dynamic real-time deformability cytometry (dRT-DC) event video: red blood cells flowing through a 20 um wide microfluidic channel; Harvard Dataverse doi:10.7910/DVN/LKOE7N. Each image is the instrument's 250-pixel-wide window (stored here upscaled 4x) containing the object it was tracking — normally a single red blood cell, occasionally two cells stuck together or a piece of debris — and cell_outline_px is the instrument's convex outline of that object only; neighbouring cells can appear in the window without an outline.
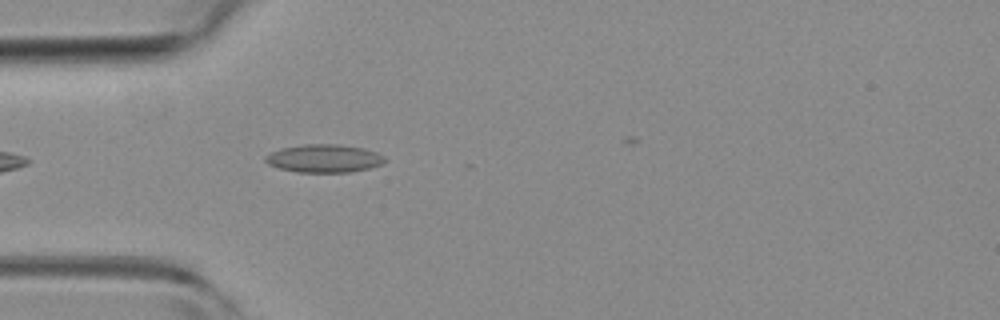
{"species": "common noctule bat (a hibernating species)", "species_latin": "Nyctalus noctula", "temperature_condition": "room temperature", "stored_images_in_passage": 3, "camera_frame_rate_fps": 3000, "um_per_image_px": 0.085, "animal": {"sex": "female", "body_mass_g": 19.3, "forearm_length_mm": 54.1}, "frame": {"image": 1, "passage_image": 3, "time_ms": 0.667, "image_size_px": [1000, 320], "cell_outline_px": [[388, 160], [380, 164], [368, 168], [348, 172], [296, 172], [280, 168], [268, 164], [264, 160], [264, 156], [280, 148], [304, 144], [336, 144], [364, 148], [376, 152], [384, 156]], "centroid_in_image_um": [27.53, 13.46], "position_along_channel_um": 57.5, "area_um2": 19.48}}